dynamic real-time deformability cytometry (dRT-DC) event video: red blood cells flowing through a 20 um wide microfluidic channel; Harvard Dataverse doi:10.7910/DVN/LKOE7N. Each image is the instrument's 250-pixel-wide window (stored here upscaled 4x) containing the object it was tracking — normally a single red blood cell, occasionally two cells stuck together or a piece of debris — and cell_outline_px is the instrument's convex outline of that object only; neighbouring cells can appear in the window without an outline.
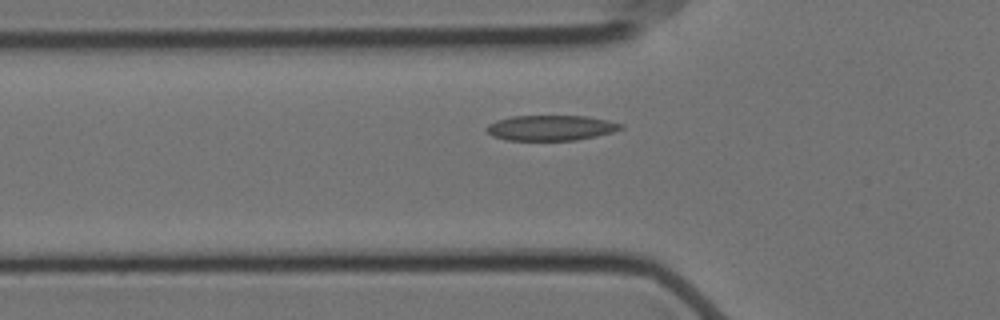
{"species": "Egyptian fruit bat (a non-hibernating species)", "species_latin": "Rousettus aegyptiacus", "temperature_condition": "cold", "stored_images_in_passage": 32, "camera_frame_rate_fps": 3000, "um_per_image_px": 0.085, "animal": {"sex": "female"}, "frame": {"image": 1, "passage_image": 5, "time_ms": 1.333, "image_size_px": [1000, 320], "cell_outline_px": [[624, 128], [612, 132], [596, 136], [576, 140], [504, 140], [492, 136], [484, 128], [488, 124], [496, 120], [512, 116], [588, 116], [608, 120], [624, 124]], "centroid_in_image_um": [46.82, 10.86], "position_along_channel_um": 79.0, "area_um2": 19.94}}
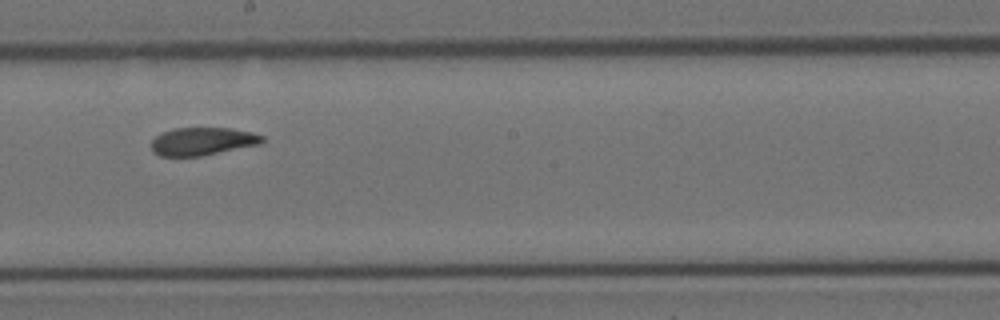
{"frame": {"image": 2, "passage_image": 18, "time_ms": 5.667, "image_size_px": [1000, 320], "cell_outline_px": [[264, 140], [260, 144], [200, 156], [160, 156], [152, 152], [152, 140], [156, 136], [172, 128], [232, 128], [252, 132], [264, 136]], "centroid_in_image_um": [17.21, 12.01], "position_along_channel_um": 231.0, "area_um2": 17.98}}
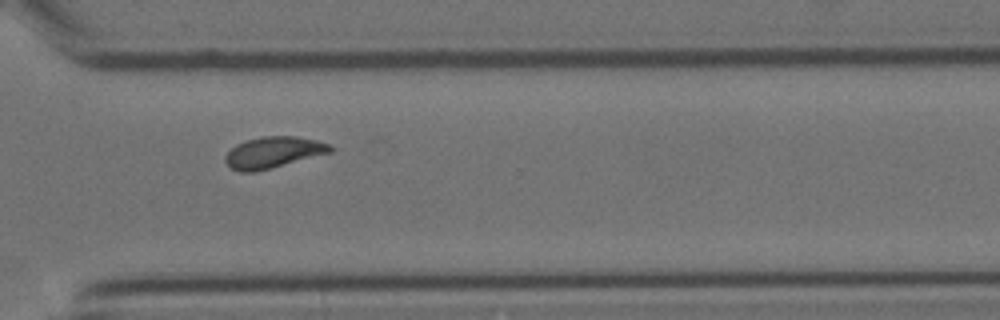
{"frame": {"image": 3, "passage_image": 28, "time_ms": 9.0, "image_size_px": [1000, 320], "cell_outline_px": [[332, 152], [252, 172], [240, 172], [232, 168], [224, 160], [224, 156], [236, 144], [244, 140], [264, 136], [296, 136], [316, 140], [328, 144], [332, 148]], "centroid_in_image_um": [23.19, 12.93], "position_along_channel_um": 347.4, "area_um2": 18.79}, "authors_computed_cell_mechanics": {"area_um2": 18.9295, "velocity_mm_per_s": 3.494, "shape_relaxation_time_tau1_ms": 9.7173, "shape_relaxation_time_tau2_ms": 2.2747, "deformation_change_tau1": 0.2122, "deformation_change_tau2": 0.0734}}